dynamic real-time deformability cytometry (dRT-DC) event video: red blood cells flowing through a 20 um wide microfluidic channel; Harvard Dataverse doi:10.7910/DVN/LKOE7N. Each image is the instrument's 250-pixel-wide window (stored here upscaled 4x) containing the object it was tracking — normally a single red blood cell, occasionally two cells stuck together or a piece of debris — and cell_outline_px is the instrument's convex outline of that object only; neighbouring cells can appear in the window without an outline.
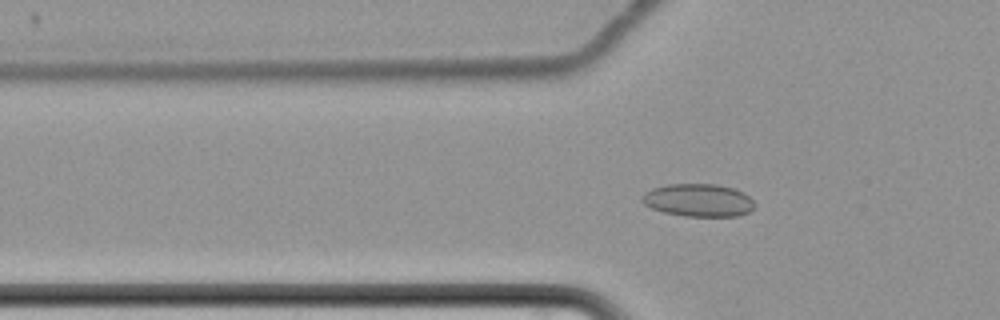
{"species": "common noctule bat (a hibernating species)", "species_latin": "Nyctalus noctula", "temperature_condition": "cold", "stored_images_in_passage": 67, "camera_frame_rate_fps": 3000, "um_per_image_px": 0.085, "animal": {"sex": "female", "body_mass_g": 22.7, "forearm_length_mm": 54.2}, "frame": {"image": 1, "passage_image": 27, "time_ms": 8.667, "image_size_px": [1000, 320], "cell_outline_px": [[752, 208], [748, 212], [736, 216], [684, 216], [664, 212], [652, 208], [644, 204], [640, 200], [640, 196], [644, 192], [652, 188], [668, 184], [716, 184], [732, 188], [744, 192], [752, 200]], "centroid_in_image_um": [59.3, 17.01], "position_along_channel_um": 66.5, "area_um2": 21.44}}
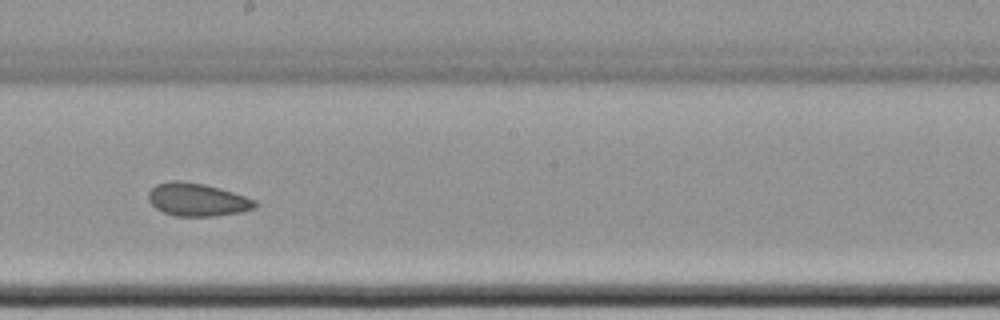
{"frame": {"image": 2, "passage_image": 42, "time_ms": 13.667, "image_size_px": [1000, 320], "cell_outline_px": [[260, 204], [256, 208], [240, 212], [212, 216], [176, 216], [164, 212], [156, 208], [148, 200], [148, 192], [156, 184], [172, 180], [180, 180], [204, 184], [220, 188], [256, 200]], "centroid_in_image_um": [16.78, 16.96], "position_along_channel_um": 231.4, "area_um2": 20.52}}
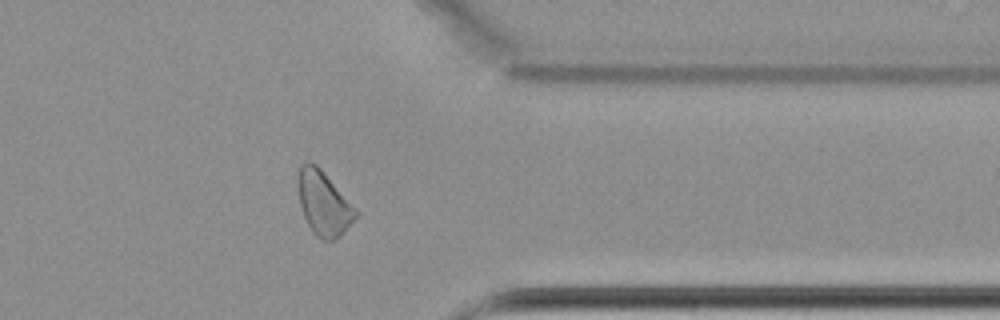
{"frame": {"image": 3, "passage_image": 56, "time_ms": 18.333, "image_size_px": [1000, 320], "cell_outline_px": [[356, 216], [340, 236], [336, 240], [320, 240], [312, 232], [304, 216], [300, 204], [296, 184], [296, 180], [300, 168], [308, 160], [316, 164], [320, 168], [356, 212]], "centroid_in_image_um": [27.43, 17.29], "position_along_channel_um": 384.0, "area_um2": 20.92}, "authors_computed_cell_mechanics": {"area_um2": 21.5016, "velocity_mm_per_s": 3.4073, "shape_relaxation_time_tau1_ms": null, "shape_relaxation_time_tau2_ms": 7.1354, "deformation_change_tau1": null, "deformation_change_tau2": 0.102}}